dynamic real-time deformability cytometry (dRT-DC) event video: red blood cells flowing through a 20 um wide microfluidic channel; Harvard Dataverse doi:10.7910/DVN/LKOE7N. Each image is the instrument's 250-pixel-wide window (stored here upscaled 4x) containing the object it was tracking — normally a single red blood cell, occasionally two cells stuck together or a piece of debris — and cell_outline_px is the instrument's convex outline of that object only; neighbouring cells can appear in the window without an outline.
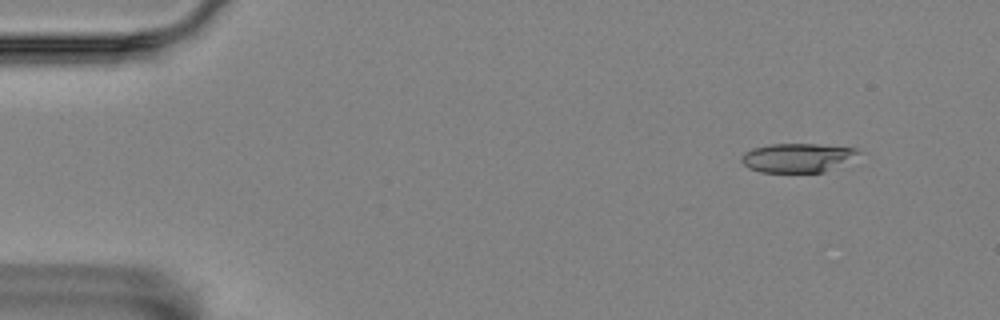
{"species": "Egyptian fruit bat (a non-hibernating species)", "species_latin": "Rousettus aegyptiacus", "temperature_condition": "room temperature", "stored_images_in_passage": 16, "camera_frame_rate_fps": 3000, "um_per_image_px": 0.085, "animal": {"sex": "female"}, "frame": {"image": 1, "passage_image": 5, "time_ms": 1.333, "image_size_px": [1000, 320], "cell_outline_px": [[860, 152], [824, 172], [760, 172], [748, 168], [740, 160], [744, 152], [752, 148], [772, 144], [816, 144], [856, 148]], "centroid_in_image_um": [67.67, 13.4], "position_along_channel_um": 17.3, "area_um2": 19.31}}
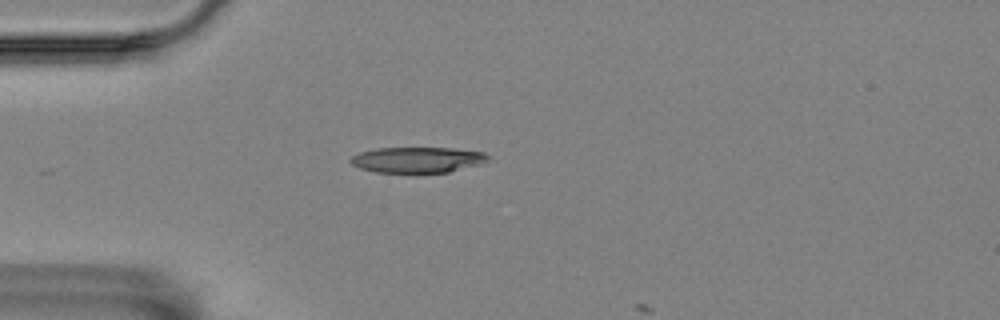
{"frame": {"image": 2, "passage_image": 15, "time_ms": 4.667, "image_size_px": [1000, 320], "cell_outline_px": [[488, 160], [480, 164], [448, 172], [376, 172], [360, 168], [352, 164], [348, 160], [352, 156], [360, 152], [376, 148], [452, 148], [484, 152], [488, 156]], "centroid_in_image_um": [35.46, 13.57], "position_along_channel_um": 49.5, "area_um2": 20.4}}